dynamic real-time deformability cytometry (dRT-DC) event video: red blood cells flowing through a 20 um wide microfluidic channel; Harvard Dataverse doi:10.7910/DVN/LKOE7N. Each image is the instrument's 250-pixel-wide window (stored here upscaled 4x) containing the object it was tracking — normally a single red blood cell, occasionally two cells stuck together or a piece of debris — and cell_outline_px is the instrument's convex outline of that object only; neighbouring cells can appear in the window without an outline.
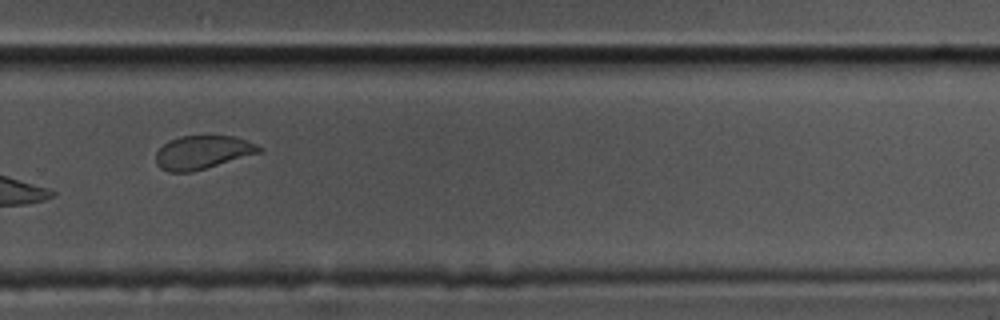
{"species": "common noctule bat (a hibernating species)", "species_latin": "Nyctalus noctula", "temperature_condition": "cold", "stored_images_in_passage": 15, "camera_frame_rate_fps": 3000, "um_per_image_px": 0.085, "animal": {"sex": "male", "body_mass_g": 17.5, "forearm_length_mm": 52.3}, "frame": {"image": 1, "passage_image": 11, "time_ms": 3.333, "image_size_px": [1000, 320], "cell_outline_px": [[264, 152], [192, 172], [168, 172], [160, 168], [156, 164], [156, 152], [168, 140], [180, 136], [232, 136], [256, 144], [264, 148]], "centroid_in_image_um": [17.23, 12.96], "position_along_channel_um": 312.6, "area_um2": 20.29}}